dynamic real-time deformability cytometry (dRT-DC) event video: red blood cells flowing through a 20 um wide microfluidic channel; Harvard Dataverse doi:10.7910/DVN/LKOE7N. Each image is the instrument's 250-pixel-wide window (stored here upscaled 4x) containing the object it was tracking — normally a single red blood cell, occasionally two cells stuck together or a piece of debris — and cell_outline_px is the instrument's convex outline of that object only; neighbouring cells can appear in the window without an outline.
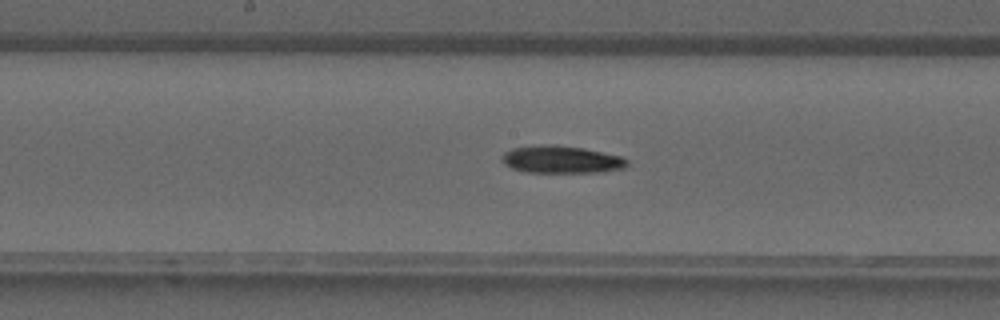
{"species": "common noctule bat (a hibernating species)", "species_latin": "Nyctalus noctula", "temperature_condition": "warm", "stored_images_in_passage": 39, "camera_frame_rate_fps": 3000, "um_per_image_px": 0.085, "animal": {"sex": "male", "forearm_length_mm": 52.5}, "frame": {"image": 1, "passage_image": 20, "time_ms": 6.333, "image_size_px": [1000, 320], "cell_outline_px": [[628, 164], [624, 168], [600, 172], [528, 172], [512, 168], [504, 164], [500, 156], [504, 152], [512, 148], [544, 144], [556, 144], [584, 148], [620, 156], [628, 160]], "centroid_in_image_um": [47.69, 13.55], "position_along_channel_um": 200.5, "area_um2": 20.06}}
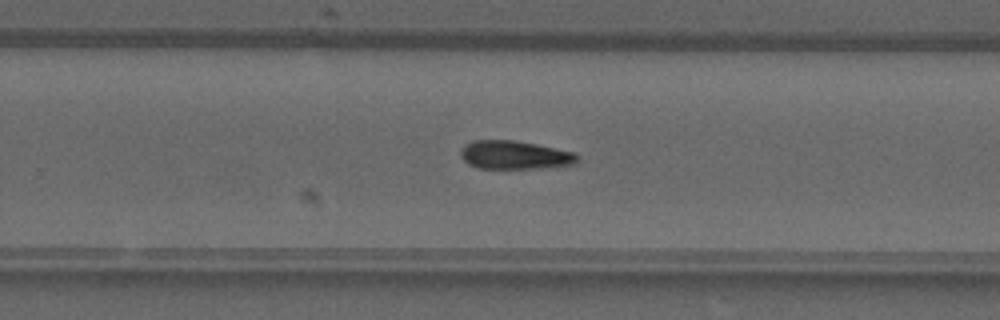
{"frame": {"image": 2, "passage_image": 25, "time_ms": 8.0, "image_size_px": [1000, 320], "cell_outline_px": [[580, 160], [572, 164], [540, 168], [476, 168], [468, 164], [460, 156], [460, 148], [472, 140], [512, 140], [536, 144], [576, 152], [580, 156]], "centroid_in_image_um": [43.74, 13.17], "position_along_channel_um": 286.1, "area_um2": 19.48}}
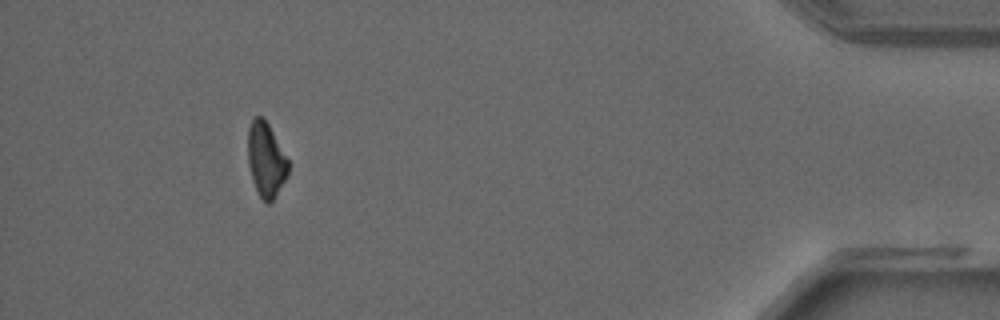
{"frame": {"image": 3, "passage_image": 36, "time_ms": 11.667, "image_size_px": [1000, 320], "cell_outline_px": [[288, 172], [284, 180], [272, 200], [268, 204], [260, 196], [252, 180], [248, 164], [248, 128], [252, 120], [256, 116], [260, 116], [268, 124], [288, 160]], "centroid_in_image_um": [22.58, 13.56], "position_along_channel_um": 412.6, "area_um2": 16.99}}